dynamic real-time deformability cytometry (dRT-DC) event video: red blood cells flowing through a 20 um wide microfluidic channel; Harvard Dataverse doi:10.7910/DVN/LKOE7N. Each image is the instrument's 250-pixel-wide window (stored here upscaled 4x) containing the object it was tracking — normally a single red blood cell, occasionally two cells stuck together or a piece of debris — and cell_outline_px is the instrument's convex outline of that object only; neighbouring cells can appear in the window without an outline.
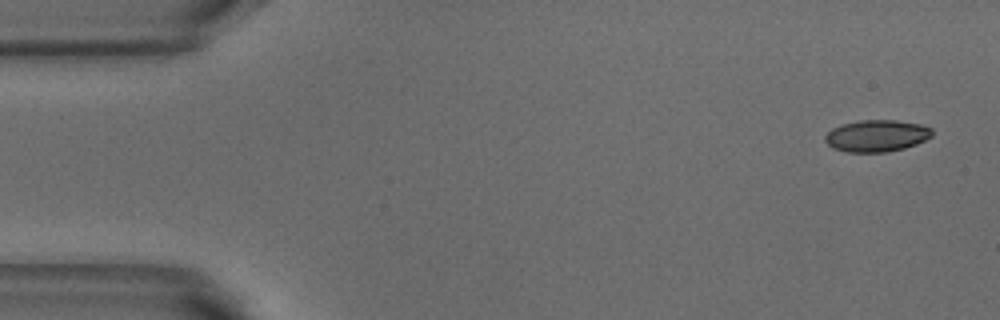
{"species": "common noctule bat (a hibernating species)", "species_latin": "Nyctalus noctula", "temperature_condition": "warm", "stored_images_in_passage": 4, "camera_frame_rate_fps": 3000, "um_per_image_px": 0.085, "animal": {"sex": "male", "body_mass_g": 18.8}, "frame": {"image": 1, "passage_image": 1, "time_ms": 0.0, "image_size_px": [1000, 320], "cell_outline_px": [[932, 136], [916, 144], [904, 148], [884, 152], [848, 152], [832, 148], [824, 140], [824, 136], [832, 128], [840, 124], [860, 120], [896, 120], [920, 124], [932, 128]], "centroid_in_image_um": [74.49, 11.53], "position_along_channel_um": 10.5, "area_um2": 19.88}}
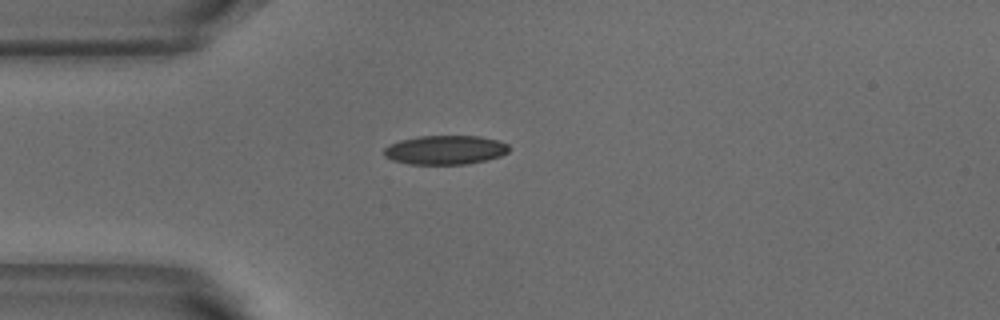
{"frame": {"image": 2, "passage_image": 4, "time_ms": 1.0, "image_size_px": [1000, 320], "cell_outline_px": [[512, 148], [508, 152], [500, 156], [488, 160], [468, 164], [408, 164], [392, 160], [384, 156], [384, 148], [388, 144], [400, 140], [416, 136], [480, 136], [500, 140], [508, 144]], "centroid_in_image_um": [37.87, 12.74], "position_along_channel_um": 47.1, "area_um2": 21.56}}